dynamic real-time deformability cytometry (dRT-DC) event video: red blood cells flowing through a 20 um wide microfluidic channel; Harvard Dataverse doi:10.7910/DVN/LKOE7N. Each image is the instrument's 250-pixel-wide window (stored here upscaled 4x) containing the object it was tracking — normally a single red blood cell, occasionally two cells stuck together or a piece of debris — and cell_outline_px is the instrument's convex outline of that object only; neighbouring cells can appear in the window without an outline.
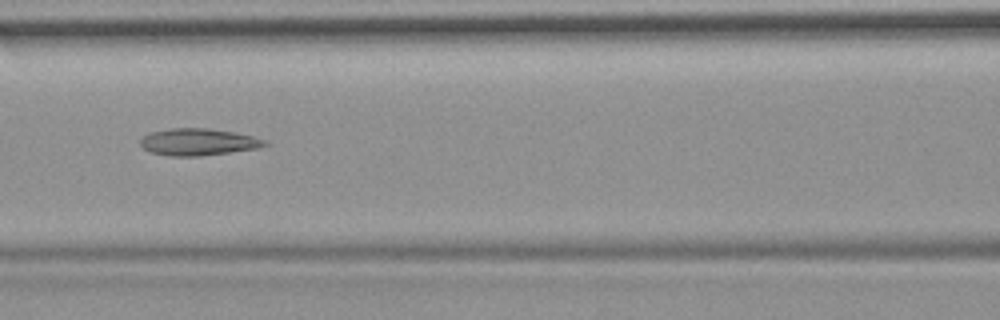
{"species": "common noctule bat (a hibernating species)", "species_latin": "Nyctalus noctula", "temperature_condition": "room temperature", "stored_images_in_passage": 54, "camera_frame_rate_fps": 3000, "um_per_image_px": 0.085, "animal": {"sex": "female", "body_mass_g": 19.9}, "frame": {"image": 1, "passage_image": 24, "time_ms": 7.667, "image_size_px": [1000, 320], "cell_outline_px": [[268, 144], [256, 148], [200, 156], [172, 156], [152, 152], [144, 148], [140, 144], [140, 140], [148, 132], [172, 128], [208, 128], [236, 132], [268, 140]], "centroid_in_image_um": [16.85, 12.05], "position_along_channel_um": 149.8, "area_um2": 19.42}, "authors_computed_cell_mechanics": {"area_um2": 21.7039, "velocity_mm_per_s": 3.7261, "shape_relaxation_time_tau1_ms": null, "shape_relaxation_time_tau2_ms": 3.6884, "deformation_change_tau1": null, "deformation_change_tau2": 0.1372}}